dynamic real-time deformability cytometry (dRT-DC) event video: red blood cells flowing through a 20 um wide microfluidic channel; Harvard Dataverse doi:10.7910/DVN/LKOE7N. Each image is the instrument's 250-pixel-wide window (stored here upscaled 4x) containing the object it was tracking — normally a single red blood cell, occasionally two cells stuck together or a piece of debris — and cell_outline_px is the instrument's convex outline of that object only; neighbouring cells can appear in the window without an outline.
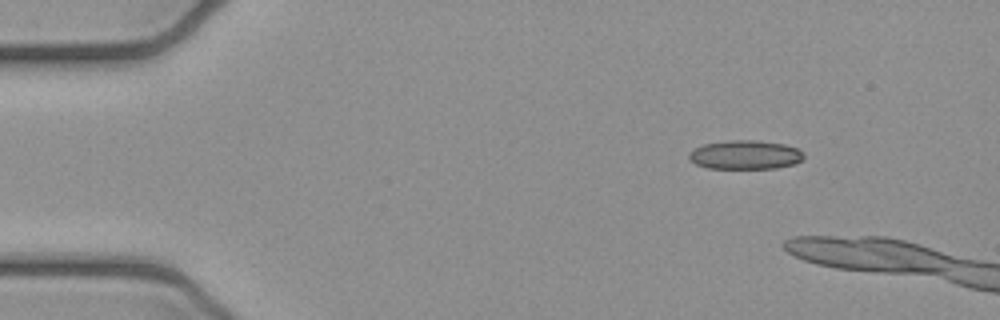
{"species": "common noctule bat (a hibernating species)", "species_latin": "Nyctalus noctula", "temperature_condition": "cold", "stored_images_in_passage": 2, "camera_frame_rate_fps": 3000, "um_per_image_px": 0.085, "animal": {"sex": "female", "body_mass_g": 21.9}, "frame": {"image": 1, "passage_image": 1, "time_ms": 0.0, "image_size_px": [1000, 320], "cell_outline_px": [[804, 156], [796, 164], [776, 168], [708, 168], [696, 164], [688, 156], [688, 152], [704, 144], [728, 140], [756, 140], [784, 144], [796, 148], [804, 152]], "centroid_in_image_um": [63.36, 13.15], "position_along_channel_um": 21.6, "area_um2": 19.31}}